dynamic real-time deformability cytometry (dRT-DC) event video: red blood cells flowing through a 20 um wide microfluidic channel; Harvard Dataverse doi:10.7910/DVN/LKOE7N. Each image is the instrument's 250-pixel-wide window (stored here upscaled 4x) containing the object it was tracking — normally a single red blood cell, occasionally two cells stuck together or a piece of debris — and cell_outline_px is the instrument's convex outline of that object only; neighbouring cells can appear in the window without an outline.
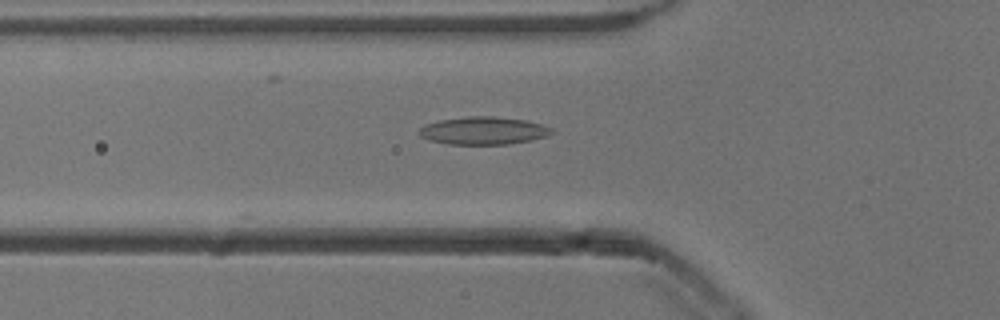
{"species": "common noctule bat (a hibernating species)", "species_latin": "Nyctalus noctula", "temperature_condition": "cold", "stored_images_in_passage": 52, "camera_frame_rate_fps": 3000, "um_per_image_px": 0.085, "animal": {"sex": "male", "body_mass_g": 13.3}, "frame": {"image": 1, "passage_image": 18, "time_ms": 5.667, "image_size_px": [1000, 320], "cell_outline_px": [[552, 132], [544, 136], [532, 140], [508, 144], [448, 144], [428, 140], [420, 136], [420, 128], [424, 124], [440, 120], [468, 116], [492, 116], [524, 120], [544, 124], [552, 128]], "centroid_in_image_um": [41.07, 11.1], "position_along_channel_um": 84.7, "area_um2": 21.33}}
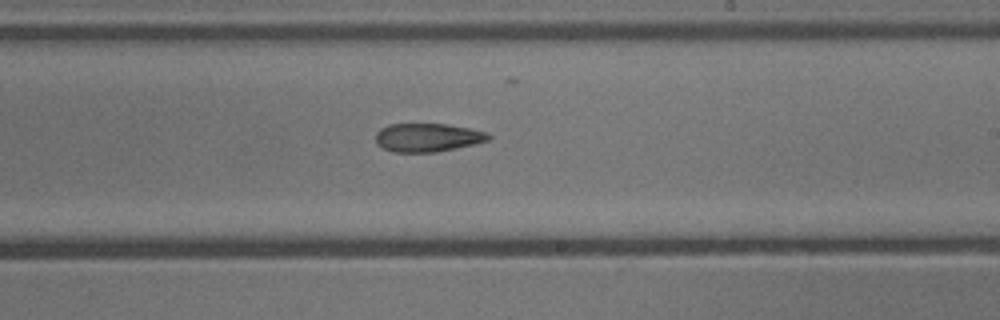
{"frame": {"image": 2, "passage_image": 31, "time_ms": 10.0, "image_size_px": [1000, 320], "cell_outline_px": [[492, 136], [488, 140], [476, 144], [436, 152], [392, 152], [376, 144], [376, 132], [380, 128], [388, 124], [448, 124], [488, 132]], "centroid_in_image_um": [36.34, 11.69], "position_along_channel_um": 252.7, "area_um2": 18.84}}
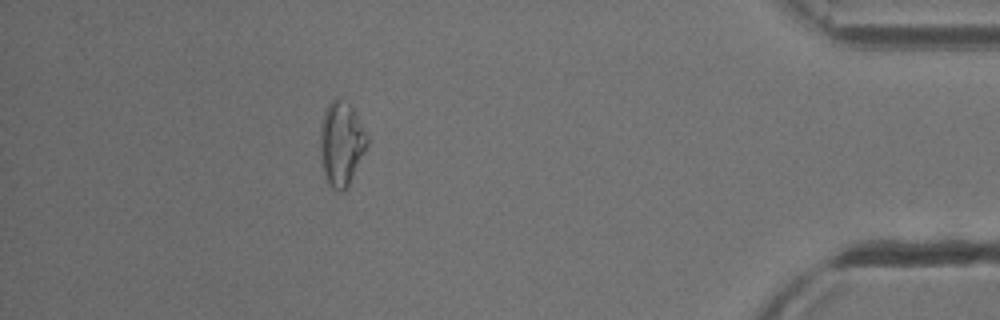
{"frame": {"image": 3, "passage_image": 47, "time_ms": 15.333, "image_size_px": [1000, 320], "cell_outline_px": [[368, 144], [344, 192], [340, 192], [332, 188], [328, 184], [324, 176], [320, 156], [320, 124], [324, 112], [328, 104], [332, 100], [340, 100], [348, 104], [352, 108], [368, 136]], "centroid_in_image_um": [28.98, 12.24], "position_along_channel_um": 406.2, "area_um2": 22.72}}